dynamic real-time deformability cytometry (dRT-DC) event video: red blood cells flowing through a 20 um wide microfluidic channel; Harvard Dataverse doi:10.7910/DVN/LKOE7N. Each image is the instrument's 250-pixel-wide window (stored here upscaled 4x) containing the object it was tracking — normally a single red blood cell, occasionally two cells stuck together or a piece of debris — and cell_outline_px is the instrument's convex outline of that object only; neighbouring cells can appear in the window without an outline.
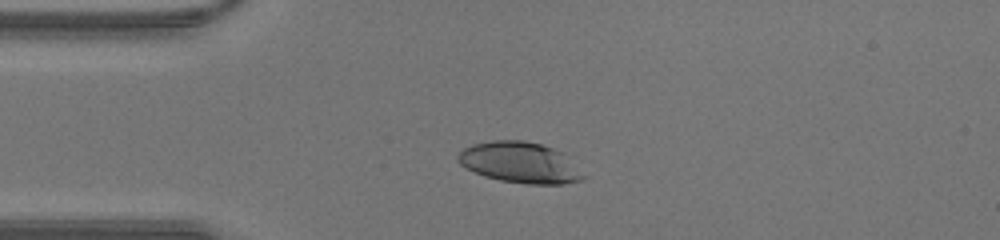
{"species": "human", "species_latin": "Homo sapiens", "temperature_condition": "warm", "stored_images_in_passage": 26, "camera_frame_rate_fps": 3000, "um_per_image_px": 0.085, "donor": {"sex": "male"}, "frame": {"image": 1, "passage_image": 1, "time_ms": 0.0, "image_size_px": [1000, 240], "cell_outline_px": [[588, 176], [584, 180], [564, 184], [528, 184], [500, 180], [484, 176], [464, 168], [456, 160], [456, 156], [464, 148], [472, 144], [492, 140], [524, 140], [540, 144], [564, 152]], "centroid_in_image_um": [44.23, 13.82], "position_along_channel_um": 40.8, "area_um2": 30.4}}
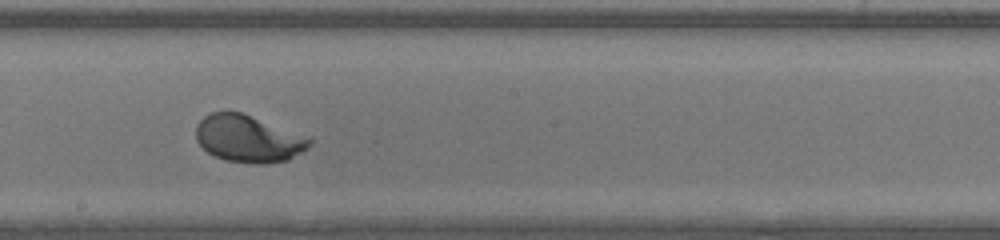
{"frame": {"image": 2, "passage_image": 14, "time_ms": 4.333, "image_size_px": [1000, 240], "cell_outline_px": [[312, 144], [308, 148], [288, 160], [264, 164], [252, 164], [224, 160], [208, 152], [196, 140], [196, 124], [208, 112], [240, 112], [312, 136]], "centroid_in_image_um": [21.15, 11.79], "position_along_channel_um": 227.0, "area_um2": 31.62}}
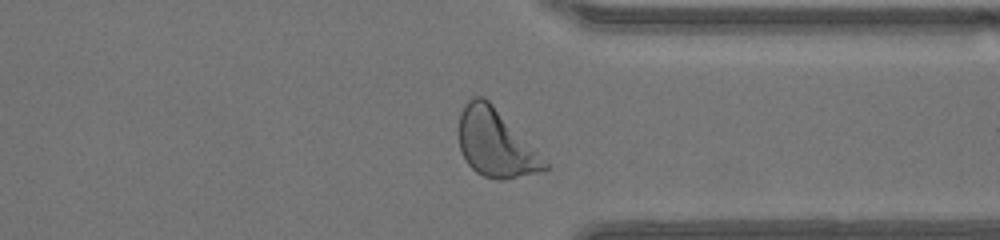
{"frame": {"image": 3, "passage_image": 23, "time_ms": 7.333, "image_size_px": [1000, 240], "cell_outline_px": [[548, 168], [540, 172], [504, 180], [496, 180], [484, 176], [476, 172], [468, 164], [460, 148], [460, 112], [464, 104], [468, 100], [476, 96], [484, 96], [492, 104], [548, 164]], "centroid_in_image_um": [42.09, 12.19], "position_along_channel_um": 369.3, "area_um2": 32.95}}